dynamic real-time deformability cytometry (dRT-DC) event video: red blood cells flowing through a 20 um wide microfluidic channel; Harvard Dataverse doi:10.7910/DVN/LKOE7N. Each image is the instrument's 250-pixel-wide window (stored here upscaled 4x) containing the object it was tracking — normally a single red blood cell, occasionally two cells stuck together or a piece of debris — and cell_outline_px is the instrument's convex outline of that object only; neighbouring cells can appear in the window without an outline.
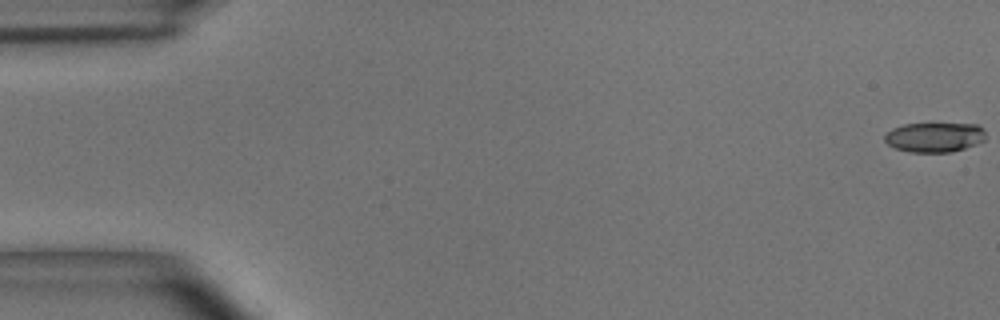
{"species": "common noctule bat (a hibernating species)", "species_latin": "Nyctalus noctula", "temperature_condition": "room temperature", "stored_images_in_passage": 55, "camera_frame_rate_fps": 3000, "um_per_image_px": 0.085, "animal": {"sex": "male", "body_mass_g": 15.6}, "frame": {"image": 1, "passage_image": 1, "time_ms": 0.0, "image_size_px": [1000, 320], "cell_outline_px": [[984, 140], [976, 144], [952, 152], [908, 152], [896, 148], [888, 144], [884, 140], [884, 136], [892, 128], [904, 124], [976, 124], [984, 128]], "centroid_in_image_um": [79.42, 11.66], "position_along_channel_um": 5.6, "area_um2": 17.4}}
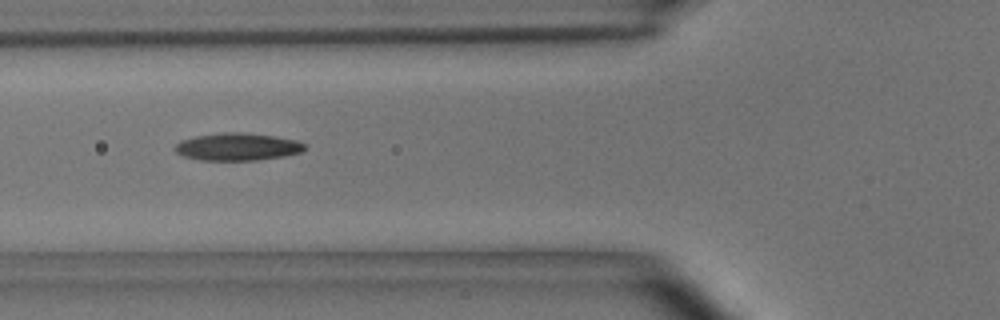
{"frame": {"image": 2, "passage_image": 21, "time_ms": 6.667, "image_size_px": [1000, 320], "cell_outline_px": [[308, 148], [300, 152], [284, 156], [256, 160], [200, 160], [184, 156], [176, 152], [176, 144], [180, 140], [196, 136], [224, 132], [240, 132], [272, 136], [296, 140], [304, 144]], "centroid_in_image_um": [20.19, 12.48], "position_along_channel_um": 105.6, "area_um2": 20.58}}
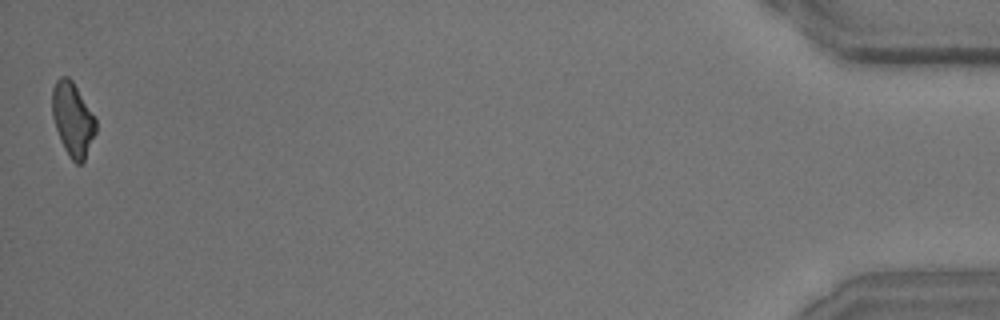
{"frame": {"image": 3, "passage_image": 55, "time_ms": 18.0, "image_size_px": [1000, 320], "cell_outline_px": [[96, 132], [84, 160], [80, 164], [76, 164], [68, 156], [60, 140], [52, 116], [52, 88], [56, 80], [60, 76], [68, 76], [72, 80], [96, 116]], "centroid_in_image_um": [6.18, 10.12], "position_along_channel_um": 429.0, "area_um2": 18.96}, "authors_computed_cell_mechanics": {"area_um2": 19.5364, "velocity_mm_per_s": 3.6558, "shape_relaxation_time_tau1_ms": 4.4446, "shape_relaxation_time_tau2_ms": 2.4968, "deformation_change_tau1": 0.1702, "deformation_change_tau2": 0.1044}}